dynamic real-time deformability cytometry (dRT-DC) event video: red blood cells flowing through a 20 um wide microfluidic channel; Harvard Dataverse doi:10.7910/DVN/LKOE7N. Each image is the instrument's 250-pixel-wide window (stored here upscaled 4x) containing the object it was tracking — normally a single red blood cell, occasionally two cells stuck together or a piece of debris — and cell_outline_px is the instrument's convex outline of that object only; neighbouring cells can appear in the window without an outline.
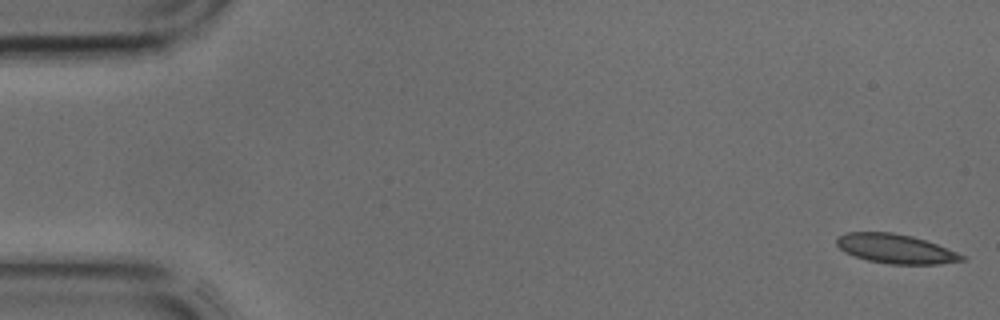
{"species": "common noctule bat (a hibernating species)", "species_latin": "Nyctalus noctula", "temperature_condition": "cold", "stored_images_in_passage": 43, "camera_frame_rate_fps": 3000, "um_per_image_px": 0.085, "animal": {"sex": "male", "body_mass_g": 17.9, "forearm_length_mm": 54.2}, "frame": {"image": 1, "passage_image": 1, "time_ms": 0.0, "image_size_px": [1000, 320], "cell_outline_px": [[964, 260], [940, 264], [888, 264], [868, 260], [844, 252], [836, 244], [836, 236], [844, 232], [892, 232], [912, 236], [936, 244], [956, 252], [964, 256]], "centroid_in_image_um": [76.07, 21.14], "position_along_channel_um": 8.9, "area_um2": 21.27}}
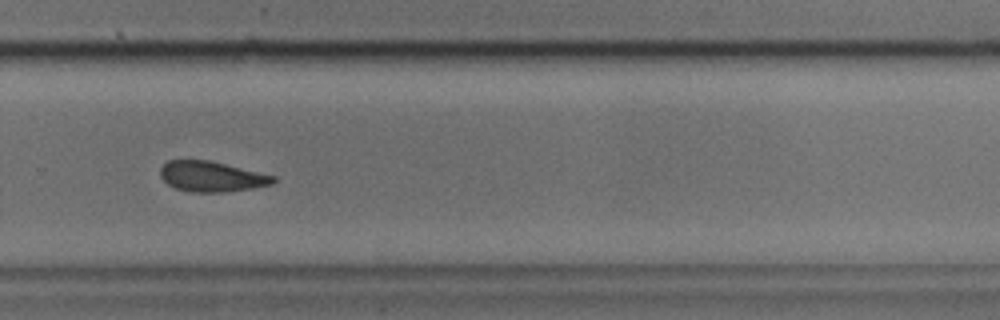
{"frame": {"image": 2, "passage_image": 29, "time_ms": 9.333, "image_size_px": [1000, 320], "cell_outline_px": [[276, 180], [272, 184], [252, 188], [220, 192], [192, 192], [176, 188], [168, 184], [160, 176], [160, 168], [168, 160], [208, 160], [276, 176]], "centroid_in_image_um": [17.97, 15.0], "position_along_channel_um": 311.8, "area_um2": 19.77}}
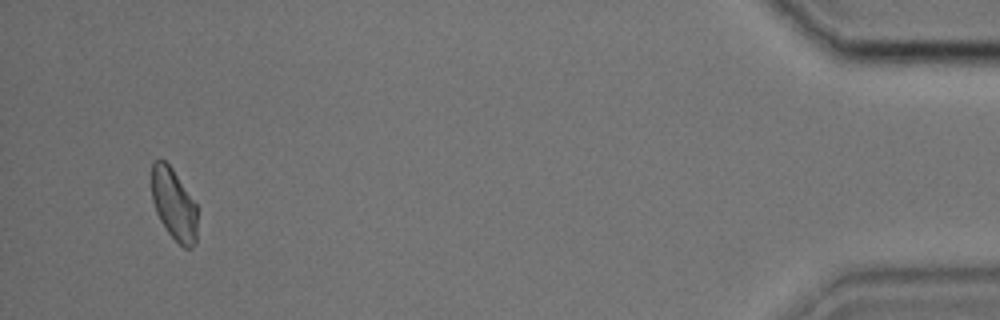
{"frame": {"image": 3, "passage_image": 41, "time_ms": 13.333, "image_size_px": [1000, 320], "cell_outline_px": [[196, 240], [192, 248], [184, 248], [168, 232], [160, 220], [156, 212], [152, 200], [152, 164], [156, 160], [164, 160], [172, 168], [196, 204]], "centroid_in_image_um": [14.77, 17.37], "position_along_channel_um": 420.4, "area_um2": 18.73}}